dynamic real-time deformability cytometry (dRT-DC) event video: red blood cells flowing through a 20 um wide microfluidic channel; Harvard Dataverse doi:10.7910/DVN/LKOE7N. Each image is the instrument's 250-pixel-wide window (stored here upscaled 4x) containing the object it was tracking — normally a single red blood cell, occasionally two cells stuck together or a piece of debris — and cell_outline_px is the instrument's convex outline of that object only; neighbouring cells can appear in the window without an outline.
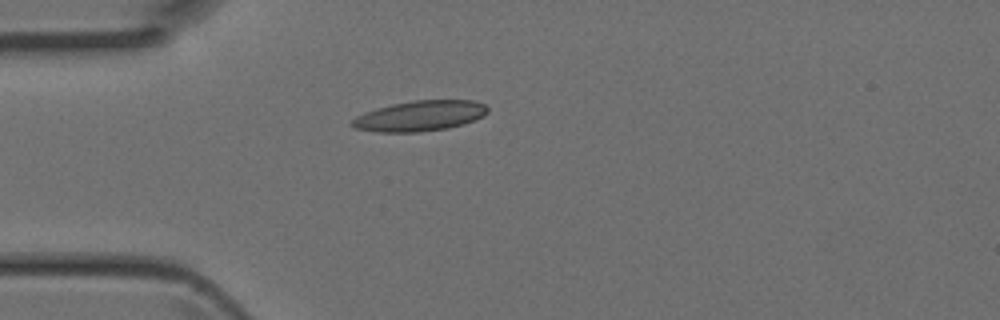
{"species": "Egyptian fruit bat (a non-hibernating species)", "species_latin": "Rousettus aegyptiacus", "temperature_condition": "room temperature", "stored_images_in_passage": 3, "camera_frame_rate_fps": 3000, "um_per_image_px": 0.085, "animal": {"sex": "female"}, "frame": {"image": 1, "passage_image": 3, "time_ms": 0.667, "image_size_px": [1000, 320], "cell_outline_px": [[488, 112], [484, 116], [448, 128], [416, 132], [376, 132], [356, 128], [348, 124], [356, 116], [364, 112], [376, 108], [392, 104], [412, 100], [472, 100], [484, 104], [488, 108]], "centroid_in_image_um": [35.65, 9.84], "position_along_channel_um": 49.4, "area_um2": 23.99}}